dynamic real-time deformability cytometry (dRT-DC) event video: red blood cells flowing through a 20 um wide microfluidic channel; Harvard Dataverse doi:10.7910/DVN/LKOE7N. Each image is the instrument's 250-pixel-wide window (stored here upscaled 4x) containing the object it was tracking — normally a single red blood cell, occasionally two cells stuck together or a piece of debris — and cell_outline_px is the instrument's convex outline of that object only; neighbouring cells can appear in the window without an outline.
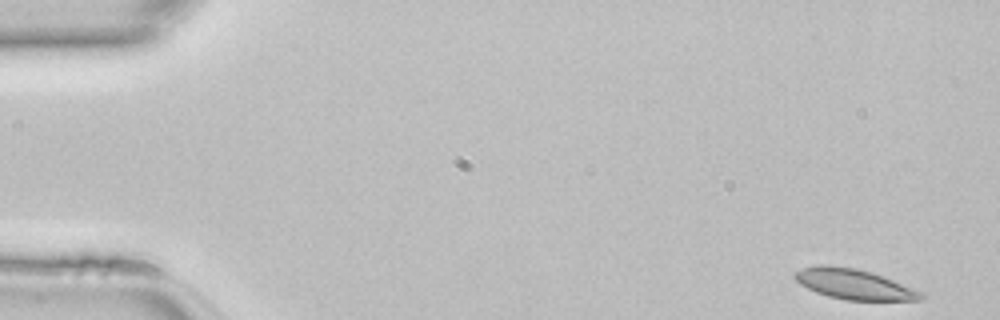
{"species": "common noctule bat (a hibernating species)", "species_latin": "Nyctalus noctula", "temperature_condition": "room temperature", "stored_images_in_passage": 46, "camera_frame_rate_fps": 3000, "um_per_image_px": 0.085, "animal": {"sex": "female", "body_mass_g": 22.7, "forearm_length_mm": 54.2}, "frame": {"image": 1, "passage_image": 1, "time_ms": 0.0, "image_size_px": [1000, 320], "cell_outline_px": [[924, 296], [920, 300], [848, 300], [828, 296], [816, 292], [800, 284], [792, 276], [800, 268], [820, 264], [824, 264], [856, 268], [872, 272], [884, 276], [924, 292]], "centroid_in_image_um": [72.59, 24.14], "position_along_channel_um": 12.4, "area_um2": 22.37}}
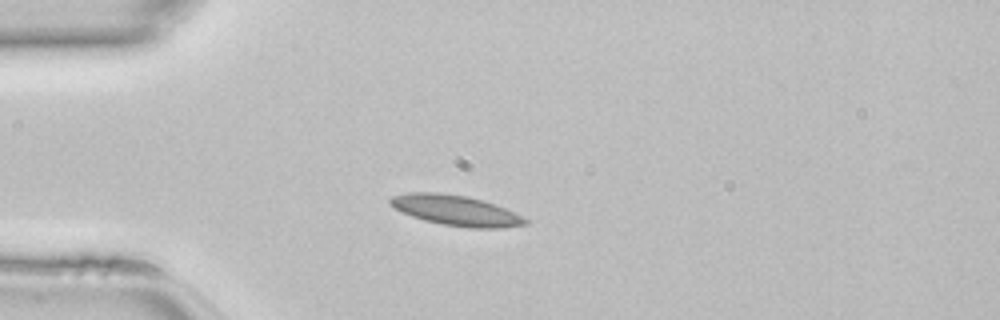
{"frame": {"image": 2, "passage_image": 11, "time_ms": 3.333, "image_size_px": [1000, 320], "cell_outline_px": [[528, 224], [504, 228], [468, 228], [440, 224], [424, 220], [412, 216], [388, 204], [388, 200], [392, 196], [408, 192], [440, 192], [468, 196], [504, 208], [528, 220]], "centroid_in_image_um": [38.71, 17.89], "position_along_channel_um": 46.3, "area_um2": 23.76}}
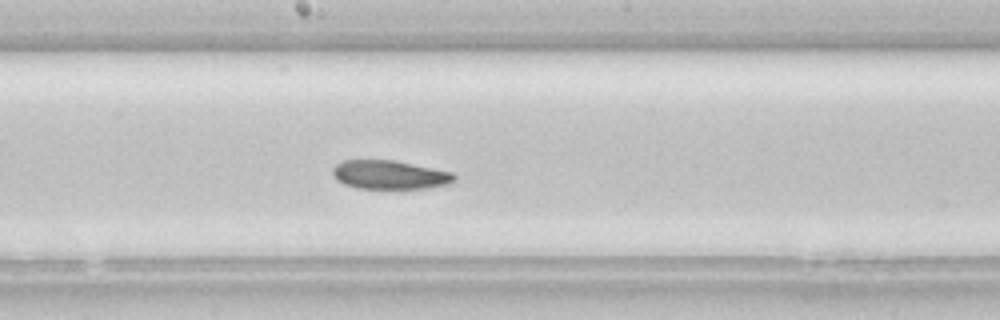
{"frame": {"image": 3, "passage_image": 24, "time_ms": 7.667, "image_size_px": [1000, 320], "cell_outline_px": [[456, 180], [452, 184], [424, 188], [356, 188], [344, 184], [336, 180], [332, 172], [332, 168], [340, 160], [396, 160], [452, 172], [456, 176]], "centroid_in_image_um": [33.12, 14.85], "position_along_channel_um": 215.1, "area_um2": 20.58}}